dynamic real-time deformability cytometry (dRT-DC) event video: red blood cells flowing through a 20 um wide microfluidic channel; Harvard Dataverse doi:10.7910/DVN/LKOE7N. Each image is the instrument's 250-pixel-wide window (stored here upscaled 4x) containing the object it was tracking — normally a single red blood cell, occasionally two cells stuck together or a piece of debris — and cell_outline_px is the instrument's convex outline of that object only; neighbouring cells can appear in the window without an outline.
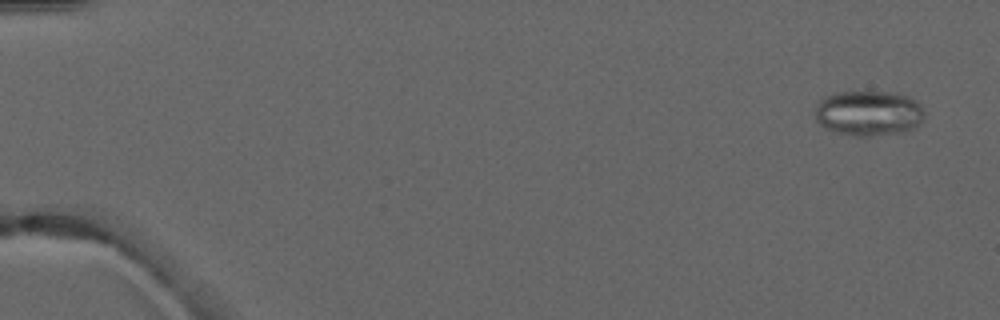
{"species": "common noctule bat (a hibernating species)", "species_latin": "Nyctalus noctula", "temperature_condition": "warm", "stored_images_in_passage": 6, "camera_frame_rate_fps": 3000, "um_per_image_px": 0.085, "animal": {"sex": "male", "forearm_length_mm": 52.5}, "frame": {"image": 1, "passage_image": 1, "time_ms": 0.0, "image_size_px": [1000, 320], "cell_outline_px": [[924, 116], [920, 124], [912, 128], [900, 132], [868, 136], [856, 136], [836, 132], [824, 128], [816, 120], [816, 104], [824, 96], [836, 92], [896, 92], [908, 96], [916, 100], [920, 104], [924, 112]], "centroid_in_image_um": [73.82, 9.6], "position_along_channel_um": 11.2, "area_um2": 28.9}}
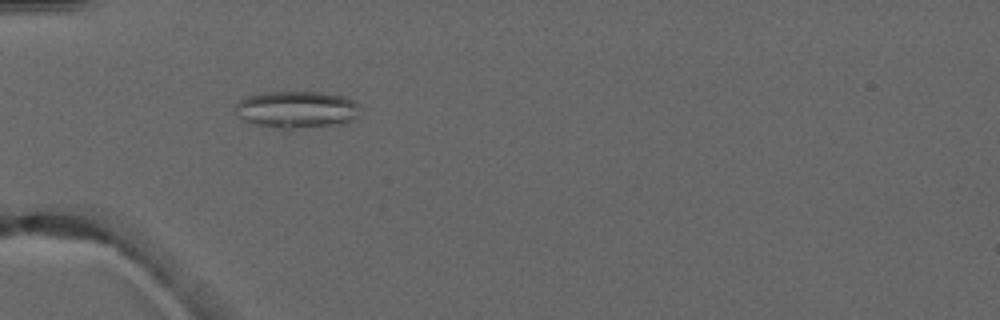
{"frame": {"image": 2, "passage_image": 5, "time_ms": 4.667, "image_size_px": [1000, 320], "cell_outline_px": [[360, 116], [344, 124], [284, 132], [256, 124], [244, 120], [236, 116], [232, 112], [232, 108], [244, 96], [260, 92], [328, 92], [344, 96], [360, 104]], "centroid_in_image_um": [25.2, 9.35], "position_along_channel_um": 59.8, "area_um2": 28.61}}